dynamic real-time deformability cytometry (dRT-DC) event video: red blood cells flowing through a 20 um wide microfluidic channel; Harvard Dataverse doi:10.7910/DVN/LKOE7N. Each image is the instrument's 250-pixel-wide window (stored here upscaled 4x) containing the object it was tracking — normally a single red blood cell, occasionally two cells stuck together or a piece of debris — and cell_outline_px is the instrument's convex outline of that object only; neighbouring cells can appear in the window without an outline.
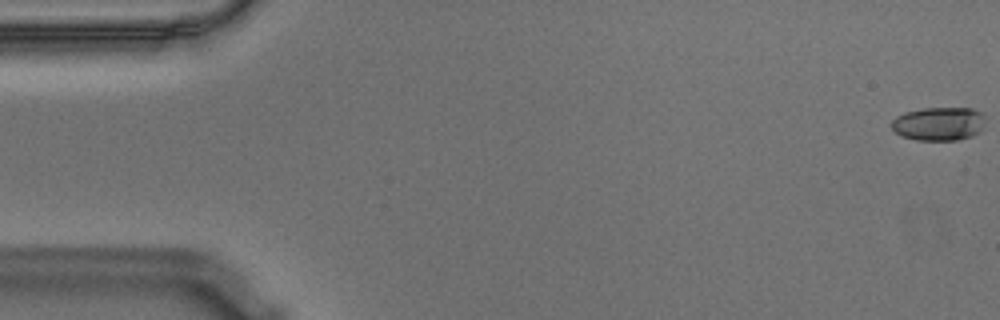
{"species": "Egyptian fruit bat (a non-hibernating species)", "species_latin": "Rousettus aegyptiacus", "temperature_condition": "warm", "stored_images_in_passage": 58, "camera_frame_rate_fps": 3000, "um_per_image_px": 0.085, "animal": {"sex": "male"}, "frame": {"image": 1, "passage_image": 1, "time_ms": 0.0, "image_size_px": [1000, 320], "cell_outline_px": [[984, 128], [980, 132], [972, 136], [956, 140], [916, 140], [900, 136], [892, 128], [892, 120], [896, 116], [904, 112], [924, 108], [972, 108], [980, 112], [984, 116]], "centroid_in_image_um": [79.81, 10.52], "position_along_channel_um": 5.2, "area_um2": 18.5}}
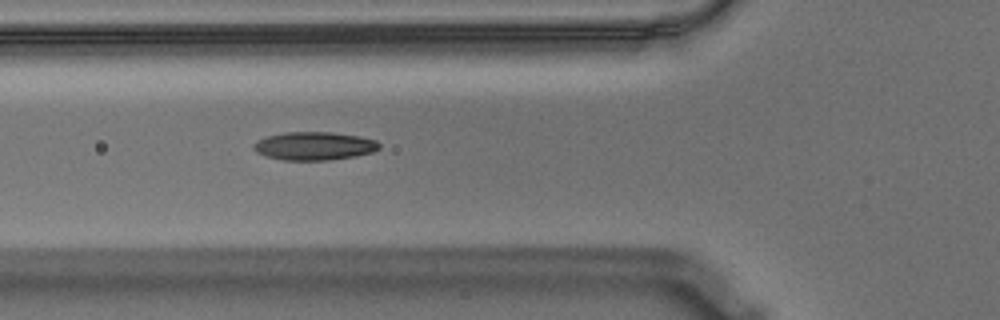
{"frame": {"image": 2, "passage_image": 21, "time_ms": 6.667, "image_size_px": [1000, 320], "cell_outline_px": [[380, 148], [372, 152], [356, 156], [328, 160], [284, 160], [264, 156], [256, 152], [252, 148], [252, 144], [256, 140], [268, 136], [284, 132], [332, 132], [360, 136], [376, 140], [380, 144]], "centroid_in_image_um": [26.69, 12.4], "position_along_channel_um": 99.1, "area_um2": 20.87}}
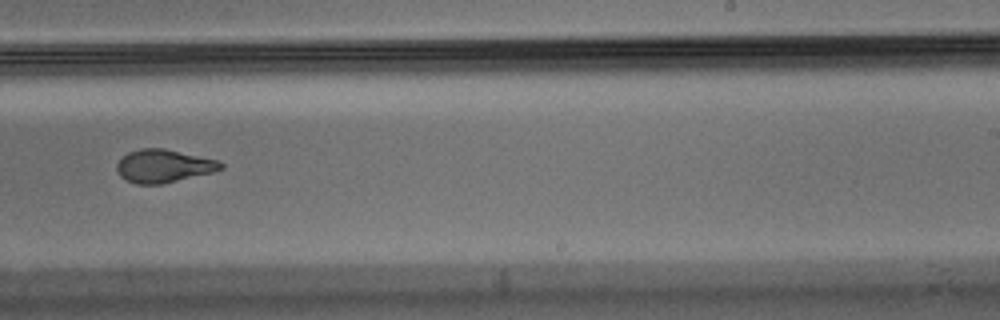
{"frame": {"image": 3, "passage_image": 36, "time_ms": 11.667, "image_size_px": [1000, 320], "cell_outline_px": [[224, 168], [212, 172], [160, 184], [136, 184], [120, 176], [116, 172], [116, 164], [128, 152], [140, 148], [164, 148], [220, 160], [224, 164]], "centroid_in_image_um": [13.91, 14.09], "position_along_channel_um": 275.1, "area_um2": 20.0}, "authors_computed_cell_mechanics": {"area_um2": 20.3456, "velocity_mm_per_s": 3.5077, "shape_relaxation_time_tau1_ms": 6.0036, "shape_relaxation_time_tau2_ms": 1.6978, "deformation_change_tau1": 0.2093, "deformation_change_tau2": 0.0873}}